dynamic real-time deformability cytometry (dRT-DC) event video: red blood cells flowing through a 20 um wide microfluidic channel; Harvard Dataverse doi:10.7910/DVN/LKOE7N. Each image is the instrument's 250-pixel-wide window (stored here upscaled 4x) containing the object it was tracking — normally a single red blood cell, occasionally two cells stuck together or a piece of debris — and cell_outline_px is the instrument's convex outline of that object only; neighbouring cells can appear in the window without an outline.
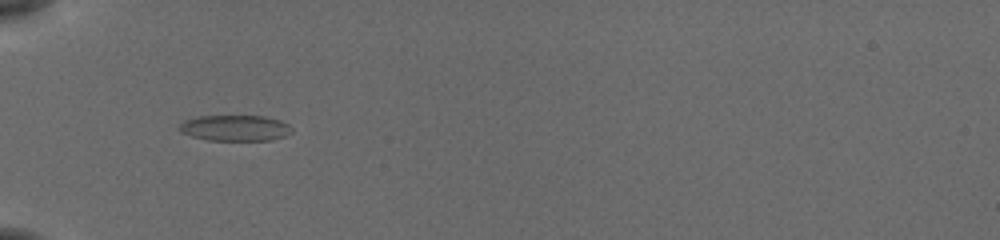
{"species": "common noctule bat (a hibernating species)", "species_latin": "Nyctalus noctula", "temperature_condition": "cold", "stored_images_in_passage": 56, "camera_frame_rate_fps": 3000, "um_per_image_px": 0.085, "animal": {"sex": "female", "body_mass_g": 19.5, "forearm_length_mm": 54.1}, "frame": {"image": 1, "passage_image": 21, "time_ms": 6.667, "image_size_px": [1000, 240], "cell_outline_px": [[292, 132], [284, 136], [272, 140], [208, 140], [192, 136], [180, 132], [176, 128], [184, 120], [200, 116], [264, 116], [280, 120], [288, 124], [292, 128]], "centroid_in_image_um": [19.97, 10.88], "position_along_channel_um": 65.0, "area_um2": 16.99}}
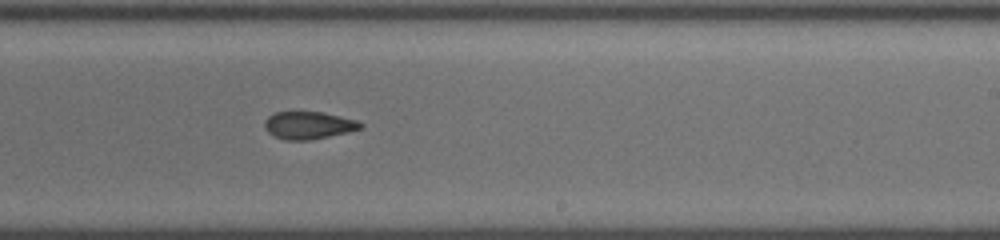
{"frame": {"image": 2, "passage_image": 37, "time_ms": 12.0, "image_size_px": [1000, 240], "cell_outline_px": [[364, 128], [348, 132], [312, 140], [284, 140], [272, 136], [264, 128], [264, 120], [268, 116], [276, 112], [324, 112], [356, 120], [364, 124]], "centroid_in_image_um": [26.22, 10.66], "position_along_channel_um": 262.8, "area_um2": 15.61}}
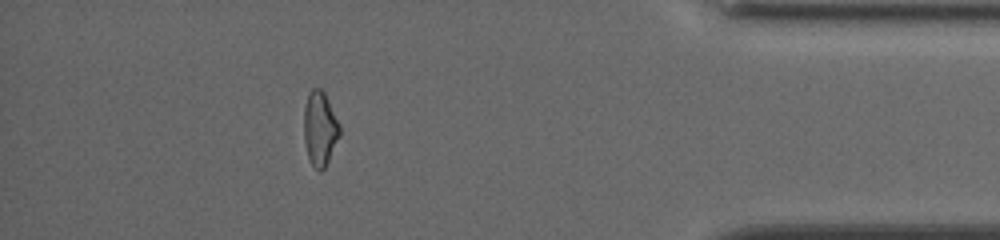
{"frame": {"image": 3, "passage_image": 51, "time_ms": 16.667, "image_size_px": [1000, 240], "cell_outline_px": [[340, 136], [324, 168], [320, 172], [312, 164], [308, 156], [304, 140], [304, 108], [308, 92], [312, 88], [320, 88], [324, 92], [340, 124]], "centroid_in_image_um": [27.19, 10.9], "position_along_channel_um": 408.0, "area_um2": 15.43}, "authors_computed_cell_mechanics": {"area_um2": 16.6753, "velocity_mm_per_s": 3.8482, "shape_relaxation_time_tau1_ms": null, "shape_relaxation_time_tau2_ms": 2.9803, "deformation_change_tau1": null, "deformation_change_tau2": 0.1004}}